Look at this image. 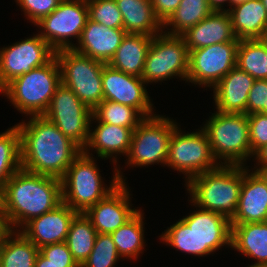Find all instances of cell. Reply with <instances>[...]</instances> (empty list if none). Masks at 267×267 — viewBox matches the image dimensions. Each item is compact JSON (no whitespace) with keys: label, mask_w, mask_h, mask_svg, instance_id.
<instances>
[{"label":"cell","mask_w":267,"mask_h":267,"mask_svg":"<svg viewBox=\"0 0 267 267\" xmlns=\"http://www.w3.org/2000/svg\"><path fill=\"white\" fill-rule=\"evenodd\" d=\"M127 33L155 36L163 31L150 0H115Z\"/></svg>","instance_id":"27"},{"label":"cell","mask_w":267,"mask_h":267,"mask_svg":"<svg viewBox=\"0 0 267 267\" xmlns=\"http://www.w3.org/2000/svg\"><path fill=\"white\" fill-rule=\"evenodd\" d=\"M247 166L220 165L192 177L186 184L190 202L196 208L214 211L231 220L237 210L243 171Z\"/></svg>","instance_id":"3"},{"label":"cell","mask_w":267,"mask_h":267,"mask_svg":"<svg viewBox=\"0 0 267 267\" xmlns=\"http://www.w3.org/2000/svg\"><path fill=\"white\" fill-rule=\"evenodd\" d=\"M182 220L193 230L197 238V256L210 255L222 246H231V222L214 211H197Z\"/></svg>","instance_id":"17"},{"label":"cell","mask_w":267,"mask_h":267,"mask_svg":"<svg viewBox=\"0 0 267 267\" xmlns=\"http://www.w3.org/2000/svg\"><path fill=\"white\" fill-rule=\"evenodd\" d=\"M236 66L255 80L267 79V46L263 40H239Z\"/></svg>","instance_id":"32"},{"label":"cell","mask_w":267,"mask_h":267,"mask_svg":"<svg viewBox=\"0 0 267 267\" xmlns=\"http://www.w3.org/2000/svg\"><path fill=\"white\" fill-rule=\"evenodd\" d=\"M248 125L251 153L254 155L267 144V114H249Z\"/></svg>","instance_id":"39"},{"label":"cell","mask_w":267,"mask_h":267,"mask_svg":"<svg viewBox=\"0 0 267 267\" xmlns=\"http://www.w3.org/2000/svg\"><path fill=\"white\" fill-rule=\"evenodd\" d=\"M262 40L267 46V32L263 35Z\"/></svg>","instance_id":"49"},{"label":"cell","mask_w":267,"mask_h":267,"mask_svg":"<svg viewBox=\"0 0 267 267\" xmlns=\"http://www.w3.org/2000/svg\"><path fill=\"white\" fill-rule=\"evenodd\" d=\"M29 119L17 124L22 169L61 179L82 149L43 115Z\"/></svg>","instance_id":"1"},{"label":"cell","mask_w":267,"mask_h":267,"mask_svg":"<svg viewBox=\"0 0 267 267\" xmlns=\"http://www.w3.org/2000/svg\"><path fill=\"white\" fill-rule=\"evenodd\" d=\"M213 11L210 9L207 0H181L180 5L171 15V17L163 24L170 31H163L170 35L181 36L189 28L195 26L205 19Z\"/></svg>","instance_id":"31"},{"label":"cell","mask_w":267,"mask_h":267,"mask_svg":"<svg viewBox=\"0 0 267 267\" xmlns=\"http://www.w3.org/2000/svg\"><path fill=\"white\" fill-rule=\"evenodd\" d=\"M153 36L127 33L108 63L126 74L141 77Z\"/></svg>","instance_id":"26"},{"label":"cell","mask_w":267,"mask_h":267,"mask_svg":"<svg viewBox=\"0 0 267 267\" xmlns=\"http://www.w3.org/2000/svg\"><path fill=\"white\" fill-rule=\"evenodd\" d=\"M126 34L124 28H108L88 18L78 42L74 44L72 49L108 64Z\"/></svg>","instance_id":"20"},{"label":"cell","mask_w":267,"mask_h":267,"mask_svg":"<svg viewBox=\"0 0 267 267\" xmlns=\"http://www.w3.org/2000/svg\"><path fill=\"white\" fill-rule=\"evenodd\" d=\"M177 126V122L165 115L144 118L133 130L127 167H148L155 163L165 166L170 137Z\"/></svg>","instance_id":"8"},{"label":"cell","mask_w":267,"mask_h":267,"mask_svg":"<svg viewBox=\"0 0 267 267\" xmlns=\"http://www.w3.org/2000/svg\"><path fill=\"white\" fill-rule=\"evenodd\" d=\"M39 252L57 267H80L73 259L66 242L42 246Z\"/></svg>","instance_id":"40"},{"label":"cell","mask_w":267,"mask_h":267,"mask_svg":"<svg viewBox=\"0 0 267 267\" xmlns=\"http://www.w3.org/2000/svg\"><path fill=\"white\" fill-rule=\"evenodd\" d=\"M245 1H247V0H230V8H231V6L237 5L239 3H243Z\"/></svg>","instance_id":"48"},{"label":"cell","mask_w":267,"mask_h":267,"mask_svg":"<svg viewBox=\"0 0 267 267\" xmlns=\"http://www.w3.org/2000/svg\"><path fill=\"white\" fill-rule=\"evenodd\" d=\"M189 50L204 48L217 43L239 42L227 11H213L205 19L181 35Z\"/></svg>","instance_id":"23"},{"label":"cell","mask_w":267,"mask_h":267,"mask_svg":"<svg viewBox=\"0 0 267 267\" xmlns=\"http://www.w3.org/2000/svg\"><path fill=\"white\" fill-rule=\"evenodd\" d=\"M207 2L212 11L228 12L230 10V0H207ZM225 3L229 4V8H223Z\"/></svg>","instance_id":"44"},{"label":"cell","mask_w":267,"mask_h":267,"mask_svg":"<svg viewBox=\"0 0 267 267\" xmlns=\"http://www.w3.org/2000/svg\"><path fill=\"white\" fill-rule=\"evenodd\" d=\"M239 42L217 43L189 52L187 81L213 88L236 66Z\"/></svg>","instance_id":"13"},{"label":"cell","mask_w":267,"mask_h":267,"mask_svg":"<svg viewBox=\"0 0 267 267\" xmlns=\"http://www.w3.org/2000/svg\"><path fill=\"white\" fill-rule=\"evenodd\" d=\"M88 18L86 0H62L52 13L35 26L40 27L38 34L57 51L72 48V38L78 42Z\"/></svg>","instance_id":"12"},{"label":"cell","mask_w":267,"mask_h":267,"mask_svg":"<svg viewBox=\"0 0 267 267\" xmlns=\"http://www.w3.org/2000/svg\"><path fill=\"white\" fill-rule=\"evenodd\" d=\"M156 17L164 24L180 5L181 0H150Z\"/></svg>","instance_id":"42"},{"label":"cell","mask_w":267,"mask_h":267,"mask_svg":"<svg viewBox=\"0 0 267 267\" xmlns=\"http://www.w3.org/2000/svg\"><path fill=\"white\" fill-rule=\"evenodd\" d=\"M247 267H267V265H254V264H252V265H249Z\"/></svg>","instance_id":"50"},{"label":"cell","mask_w":267,"mask_h":267,"mask_svg":"<svg viewBox=\"0 0 267 267\" xmlns=\"http://www.w3.org/2000/svg\"><path fill=\"white\" fill-rule=\"evenodd\" d=\"M160 238L162 242L176 248L177 251L197 256L196 235L182 219L170 225Z\"/></svg>","instance_id":"36"},{"label":"cell","mask_w":267,"mask_h":267,"mask_svg":"<svg viewBox=\"0 0 267 267\" xmlns=\"http://www.w3.org/2000/svg\"><path fill=\"white\" fill-rule=\"evenodd\" d=\"M43 116L83 150L92 127V110L70 88L58 86Z\"/></svg>","instance_id":"11"},{"label":"cell","mask_w":267,"mask_h":267,"mask_svg":"<svg viewBox=\"0 0 267 267\" xmlns=\"http://www.w3.org/2000/svg\"><path fill=\"white\" fill-rule=\"evenodd\" d=\"M238 40L262 39L267 32V10L261 0H247L228 11Z\"/></svg>","instance_id":"24"},{"label":"cell","mask_w":267,"mask_h":267,"mask_svg":"<svg viewBox=\"0 0 267 267\" xmlns=\"http://www.w3.org/2000/svg\"><path fill=\"white\" fill-rule=\"evenodd\" d=\"M90 20L108 28H123V18L115 0H86Z\"/></svg>","instance_id":"37"},{"label":"cell","mask_w":267,"mask_h":267,"mask_svg":"<svg viewBox=\"0 0 267 267\" xmlns=\"http://www.w3.org/2000/svg\"><path fill=\"white\" fill-rule=\"evenodd\" d=\"M94 120L97 125L94 130H89V138L82 152L92 156L90 150L95 149L98 157L104 160L111 158L116 165L119 154L123 156L125 154L127 157L129 153L133 130L124 126L98 122L92 116L91 121L94 122Z\"/></svg>","instance_id":"21"},{"label":"cell","mask_w":267,"mask_h":267,"mask_svg":"<svg viewBox=\"0 0 267 267\" xmlns=\"http://www.w3.org/2000/svg\"><path fill=\"white\" fill-rule=\"evenodd\" d=\"M200 129L196 132L182 133L181 128L177 126L170 137L165 166L182 172L186 176V183L192 177L221 165L213 156L206 133L201 127Z\"/></svg>","instance_id":"10"},{"label":"cell","mask_w":267,"mask_h":267,"mask_svg":"<svg viewBox=\"0 0 267 267\" xmlns=\"http://www.w3.org/2000/svg\"><path fill=\"white\" fill-rule=\"evenodd\" d=\"M120 258L111 234L98 233L90 255L80 267H115Z\"/></svg>","instance_id":"35"},{"label":"cell","mask_w":267,"mask_h":267,"mask_svg":"<svg viewBox=\"0 0 267 267\" xmlns=\"http://www.w3.org/2000/svg\"><path fill=\"white\" fill-rule=\"evenodd\" d=\"M76 214V211L62 202L53 210L29 221L20 232L38 248L65 242L70 224Z\"/></svg>","instance_id":"19"},{"label":"cell","mask_w":267,"mask_h":267,"mask_svg":"<svg viewBox=\"0 0 267 267\" xmlns=\"http://www.w3.org/2000/svg\"><path fill=\"white\" fill-rule=\"evenodd\" d=\"M92 116L98 122L128 127L134 130L144 117L133 107L102 100L92 110Z\"/></svg>","instance_id":"34"},{"label":"cell","mask_w":267,"mask_h":267,"mask_svg":"<svg viewBox=\"0 0 267 267\" xmlns=\"http://www.w3.org/2000/svg\"><path fill=\"white\" fill-rule=\"evenodd\" d=\"M55 50L37 33L0 49V91L13 79L48 63Z\"/></svg>","instance_id":"14"},{"label":"cell","mask_w":267,"mask_h":267,"mask_svg":"<svg viewBox=\"0 0 267 267\" xmlns=\"http://www.w3.org/2000/svg\"><path fill=\"white\" fill-rule=\"evenodd\" d=\"M206 121L201 128L208 137L217 162L245 166V162L254 156L251 153L248 115L216 111Z\"/></svg>","instance_id":"6"},{"label":"cell","mask_w":267,"mask_h":267,"mask_svg":"<svg viewBox=\"0 0 267 267\" xmlns=\"http://www.w3.org/2000/svg\"><path fill=\"white\" fill-rule=\"evenodd\" d=\"M62 0H16L25 17L34 25L52 13Z\"/></svg>","instance_id":"38"},{"label":"cell","mask_w":267,"mask_h":267,"mask_svg":"<svg viewBox=\"0 0 267 267\" xmlns=\"http://www.w3.org/2000/svg\"><path fill=\"white\" fill-rule=\"evenodd\" d=\"M94 161L93 156L82 152L61 178L62 202L77 213H85L113 191L119 183H125L126 180L120 167L118 169L116 165L110 186L105 185Z\"/></svg>","instance_id":"4"},{"label":"cell","mask_w":267,"mask_h":267,"mask_svg":"<svg viewBox=\"0 0 267 267\" xmlns=\"http://www.w3.org/2000/svg\"><path fill=\"white\" fill-rule=\"evenodd\" d=\"M267 114V79H256L248 93L246 115Z\"/></svg>","instance_id":"41"},{"label":"cell","mask_w":267,"mask_h":267,"mask_svg":"<svg viewBox=\"0 0 267 267\" xmlns=\"http://www.w3.org/2000/svg\"><path fill=\"white\" fill-rule=\"evenodd\" d=\"M39 248L22 232L9 230L0 240V267H35Z\"/></svg>","instance_id":"28"},{"label":"cell","mask_w":267,"mask_h":267,"mask_svg":"<svg viewBox=\"0 0 267 267\" xmlns=\"http://www.w3.org/2000/svg\"><path fill=\"white\" fill-rule=\"evenodd\" d=\"M145 84L141 77L126 74L108 64L103 66V100L133 107L144 118L155 115Z\"/></svg>","instance_id":"15"},{"label":"cell","mask_w":267,"mask_h":267,"mask_svg":"<svg viewBox=\"0 0 267 267\" xmlns=\"http://www.w3.org/2000/svg\"><path fill=\"white\" fill-rule=\"evenodd\" d=\"M144 213L139 210L131 219L110 233L118 254L122 258L138 259L144 249Z\"/></svg>","instance_id":"29"},{"label":"cell","mask_w":267,"mask_h":267,"mask_svg":"<svg viewBox=\"0 0 267 267\" xmlns=\"http://www.w3.org/2000/svg\"><path fill=\"white\" fill-rule=\"evenodd\" d=\"M0 212H5L4 186L0 185Z\"/></svg>","instance_id":"47"},{"label":"cell","mask_w":267,"mask_h":267,"mask_svg":"<svg viewBox=\"0 0 267 267\" xmlns=\"http://www.w3.org/2000/svg\"><path fill=\"white\" fill-rule=\"evenodd\" d=\"M9 231L5 220V212H0V240L5 236V234Z\"/></svg>","instance_id":"46"},{"label":"cell","mask_w":267,"mask_h":267,"mask_svg":"<svg viewBox=\"0 0 267 267\" xmlns=\"http://www.w3.org/2000/svg\"><path fill=\"white\" fill-rule=\"evenodd\" d=\"M246 168L231 224L267 222V175Z\"/></svg>","instance_id":"18"},{"label":"cell","mask_w":267,"mask_h":267,"mask_svg":"<svg viewBox=\"0 0 267 267\" xmlns=\"http://www.w3.org/2000/svg\"><path fill=\"white\" fill-rule=\"evenodd\" d=\"M127 183H119L105 198L98 201L84 214L90 219L97 233H112L124 225L140 209H132Z\"/></svg>","instance_id":"16"},{"label":"cell","mask_w":267,"mask_h":267,"mask_svg":"<svg viewBox=\"0 0 267 267\" xmlns=\"http://www.w3.org/2000/svg\"><path fill=\"white\" fill-rule=\"evenodd\" d=\"M61 83L91 110L103 100L102 70L105 63L70 49L55 51Z\"/></svg>","instance_id":"7"},{"label":"cell","mask_w":267,"mask_h":267,"mask_svg":"<svg viewBox=\"0 0 267 267\" xmlns=\"http://www.w3.org/2000/svg\"><path fill=\"white\" fill-rule=\"evenodd\" d=\"M254 265H267V222L231 224V246Z\"/></svg>","instance_id":"25"},{"label":"cell","mask_w":267,"mask_h":267,"mask_svg":"<svg viewBox=\"0 0 267 267\" xmlns=\"http://www.w3.org/2000/svg\"><path fill=\"white\" fill-rule=\"evenodd\" d=\"M60 84V67L54 56L45 65L13 79L0 92L25 116H41Z\"/></svg>","instance_id":"5"},{"label":"cell","mask_w":267,"mask_h":267,"mask_svg":"<svg viewBox=\"0 0 267 267\" xmlns=\"http://www.w3.org/2000/svg\"><path fill=\"white\" fill-rule=\"evenodd\" d=\"M97 234L90 219L84 213H77L74 216L65 242L79 266L90 255Z\"/></svg>","instance_id":"30"},{"label":"cell","mask_w":267,"mask_h":267,"mask_svg":"<svg viewBox=\"0 0 267 267\" xmlns=\"http://www.w3.org/2000/svg\"><path fill=\"white\" fill-rule=\"evenodd\" d=\"M35 267H57V266L50 263V261L39 252L35 260Z\"/></svg>","instance_id":"45"},{"label":"cell","mask_w":267,"mask_h":267,"mask_svg":"<svg viewBox=\"0 0 267 267\" xmlns=\"http://www.w3.org/2000/svg\"><path fill=\"white\" fill-rule=\"evenodd\" d=\"M263 5L265 6L266 10H267V0H261Z\"/></svg>","instance_id":"51"},{"label":"cell","mask_w":267,"mask_h":267,"mask_svg":"<svg viewBox=\"0 0 267 267\" xmlns=\"http://www.w3.org/2000/svg\"><path fill=\"white\" fill-rule=\"evenodd\" d=\"M255 160L257 161L256 164H254V170L258 172H266L267 171V144L263 146L261 149H259L253 156Z\"/></svg>","instance_id":"43"},{"label":"cell","mask_w":267,"mask_h":267,"mask_svg":"<svg viewBox=\"0 0 267 267\" xmlns=\"http://www.w3.org/2000/svg\"><path fill=\"white\" fill-rule=\"evenodd\" d=\"M189 50L184 38L163 31L153 36L141 78L145 83H158L180 77L187 81Z\"/></svg>","instance_id":"9"},{"label":"cell","mask_w":267,"mask_h":267,"mask_svg":"<svg viewBox=\"0 0 267 267\" xmlns=\"http://www.w3.org/2000/svg\"><path fill=\"white\" fill-rule=\"evenodd\" d=\"M255 79L237 66L232 68L214 87L216 111L245 113L248 93Z\"/></svg>","instance_id":"22"},{"label":"cell","mask_w":267,"mask_h":267,"mask_svg":"<svg viewBox=\"0 0 267 267\" xmlns=\"http://www.w3.org/2000/svg\"><path fill=\"white\" fill-rule=\"evenodd\" d=\"M20 133L17 125L0 134V185L21 169Z\"/></svg>","instance_id":"33"},{"label":"cell","mask_w":267,"mask_h":267,"mask_svg":"<svg viewBox=\"0 0 267 267\" xmlns=\"http://www.w3.org/2000/svg\"><path fill=\"white\" fill-rule=\"evenodd\" d=\"M4 197L7 226L19 231L32 219L62 203L61 179L21 168L6 182Z\"/></svg>","instance_id":"2"}]
</instances>
